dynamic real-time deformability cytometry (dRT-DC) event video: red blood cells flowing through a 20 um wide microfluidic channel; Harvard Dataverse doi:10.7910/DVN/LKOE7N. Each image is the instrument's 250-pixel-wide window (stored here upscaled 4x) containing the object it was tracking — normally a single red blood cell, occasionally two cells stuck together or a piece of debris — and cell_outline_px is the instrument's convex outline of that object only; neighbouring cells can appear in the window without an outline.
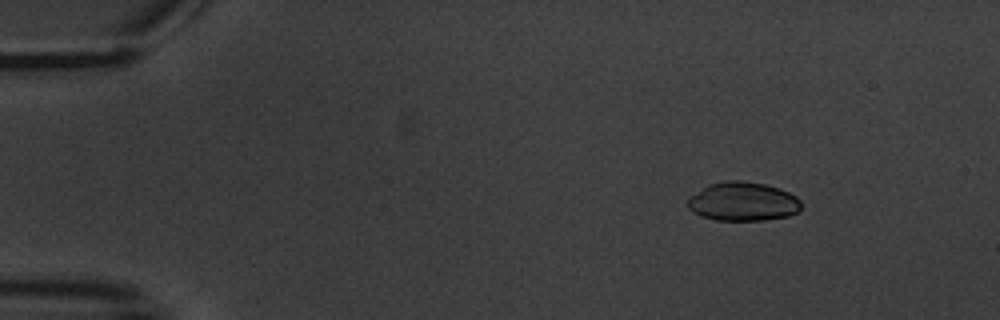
{"species": "common noctule bat (a hibernating species)", "species_latin": "Nyctalus noctula", "temperature_condition": "warm", "stored_images_in_passage": 4, "camera_frame_rate_fps": 3000, "um_per_image_px": 0.085, "animal": {"sex": "male", "body_mass_g": 20.1, "forearm_length_mm": 53.5}, "frame": {"image": 1, "passage_image": 2, "time_ms": 1.0, "image_size_px": [1000, 320], "cell_outline_px": [[800, 212], [788, 216], [764, 220], [716, 220], [700, 216], [692, 212], [688, 208], [688, 196], [708, 184], [724, 180], [740, 180], [764, 184], [780, 188], [796, 196], [800, 200]], "centroid_in_image_um": [63.12, 17.13], "position_along_channel_um": 21.9, "area_um2": 26.01}}